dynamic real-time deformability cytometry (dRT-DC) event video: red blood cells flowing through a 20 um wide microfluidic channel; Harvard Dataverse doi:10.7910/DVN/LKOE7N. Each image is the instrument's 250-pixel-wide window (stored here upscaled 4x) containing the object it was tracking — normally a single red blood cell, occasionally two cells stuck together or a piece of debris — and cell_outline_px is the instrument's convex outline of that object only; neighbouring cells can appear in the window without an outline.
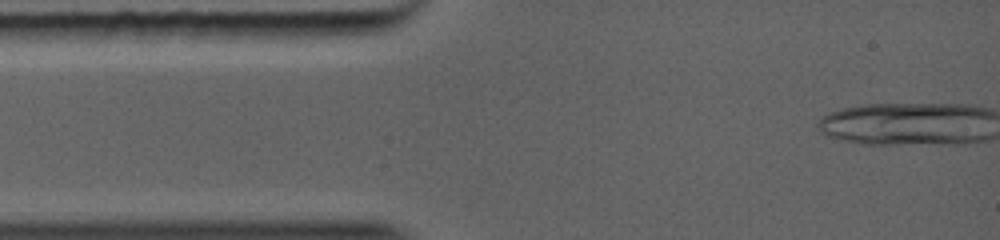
{"species": "common noctule bat (a hibernating species)", "species_latin": "Nyctalus noctula", "temperature_condition": "warm", "stored_images_in_passage": 10, "camera_frame_rate_fps": 5000, "um_per_image_px": 0.085, "animal": {"sex": "female", "body_mass_g": 19.0, "forearm_length_mm": 56.7}, "frame": {"image": 1, "passage_image": 1, "time_ms": 0.0, "image_size_px": [1000, 240], "cell_outline_px": [[980, 112], [964, 140], [864, 140], [844, 136], [832, 132], [832, 116], [852, 108], [872, 104], [932, 104], [972, 108]], "centroid_in_image_um": [76.95, 10.39], "position_along_channel_um": 8.1, "area_um2": 33.7}}
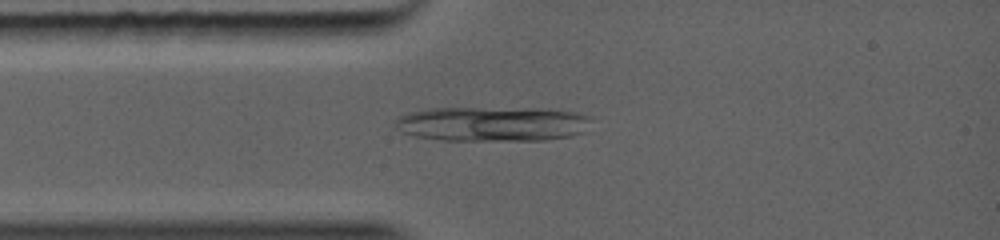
{"frame": {"image": 2, "passage_image": 10, "time_ms": 2.2, "image_size_px": [1000, 240], "cell_outline_px": [[576, 116], [564, 136], [536, 140], [444, 140], [420, 136], [408, 132], [404, 120], [408, 116], [416, 112], [428, 108], [476, 108], [560, 112]], "centroid_in_image_um": [41.47, 10.56], "position_along_channel_um": 43.5, "area_um2": 34.16}}